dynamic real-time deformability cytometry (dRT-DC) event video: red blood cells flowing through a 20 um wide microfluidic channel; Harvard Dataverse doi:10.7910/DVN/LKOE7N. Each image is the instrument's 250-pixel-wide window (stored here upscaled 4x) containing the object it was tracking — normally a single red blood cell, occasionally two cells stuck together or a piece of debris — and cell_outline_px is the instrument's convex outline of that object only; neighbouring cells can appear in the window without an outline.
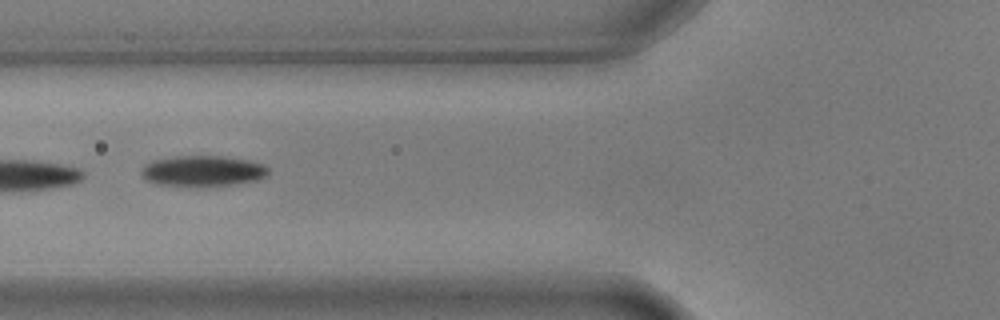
{"species": "common noctule bat (a hibernating species)", "species_latin": "Nyctalus noctula", "temperature_condition": "warm", "stored_images_in_passage": 7, "camera_frame_rate_fps": 3000, "um_per_image_px": 0.085, "animal": {"sex": "male", "body_mass_g": 17.9, "forearm_length_mm": 54.2}, "frame": {"image": 1, "passage_image": 7, "time_ms": 2.0, "image_size_px": [1000, 320], "cell_outline_px": [[268, 176], [256, 180], [216, 188], [208, 188], [156, 184], [144, 180], [140, 172], [144, 164], [156, 160], [176, 156], [224, 156], [252, 160], [264, 164], [268, 168]], "centroid_in_image_um": [17.26, 14.56], "position_along_channel_um": 108.5, "area_um2": 23.58}}